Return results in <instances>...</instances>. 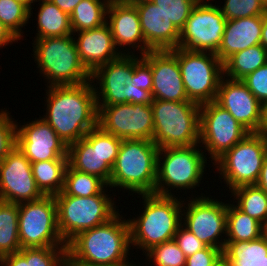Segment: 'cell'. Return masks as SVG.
Here are the masks:
<instances>
[{"instance_id": "603a6c76", "label": "cell", "mask_w": 267, "mask_h": 266, "mask_svg": "<svg viewBox=\"0 0 267 266\" xmlns=\"http://www.w3.org/2000/svg\"><path fill=\"white\" fill-rule=\"evenodd\" d=\"M78 39L74 38L79 58L86 69L92 73L97 67L119 58L126 49L120 51L116 48L111 28L105 23L103 26L77 32Z\"/></svg>"}, {"instance_id": "d4e9b609", "label": "cell", "mask_w": 267, "mask_h": 266, "mask_svg": "<svg viewBox=\"0 0 267 266\" xmlns=\"http://www.w3.org/2000/svg\"><path fill=\"white\" fill-rule=\"evenodd\" d=\"M262 15L227 20L216 56L224 62L232 54L260 44Z\"/></svg>"}, {"instance_id": "e575fe53", "label": "cell", "mask_w": 267, "mask_h": 266, "mask_svg": "<svg viewBox=\"0 0 267 266\" xmlns=\"http://www.w3.org/2000/svg\"><path fill=\"white\" fill-rule=\"evenodd\" d=\"M30 18V9L16 0H0V21L19 40L22 27L26 26Z\"/></svg>"}, {"instance_id": "c3c4849f", "label": "cell", "mask_w": 267, "mask_h": 266, "mask_svg": "<svg viewBox=\"0 0 267 266\" xmlns=\"http://www.w3.org/2000/svg\"><path fill=\"white\" fill-rule=\"evenodd\" d=\"M54 3L58 8L62 11L71 15L74 11L75 7L82 1V0H50Z\"/></svg>"}, {"instance_id": "11a10c76", "label": "cell", "mask_w": 267, "mask_h": 266, "mask_svg": "<svg viewBox=\"0 0 267 266\" xmlns=\"http://www.w3.org/2000/svg\"><path fill=\"white\" fill-rule=\"evenodd\" d=\"M111 266H137V265L130 263L129 260L127 259V260H125L123 262H120V263H117V264H114V265H111Z\"/></svg>"}, {"instance_id": "5bb4252c", "label": "cell", "mask_w": 267, "mask_h": 266, "mask_svg": "<svg viewBox=\"0 0 267 266\" xmlns=\"http://www.w3.org/2000/svg\"><path fill=\"white\" fill-rule=\"evenodd\" d=\"M226 21L220 6L213 5L210 0L199 1L180 30L178 47L216 54L222 43Z\"/></svg>"}, {"instance_id": "2e32d148", "label": "cell", "mask_w": 267, "mask_h": 266, "mask_svg": "<svg viewBox=\"0 0 267 266\" xmlns=\"http://www.w3.org/2000/svg\"><path fill=\"white\" fill-rule=\"evenodd\" d=\"M183 203V226L191 231L206 246L215 247L223 251L226 240L219 241L222 234L226 235L227 204L210 197H195Z\"/></svg>"}, {"instance_id": "9a60e30c", "label": "cell", "mask_w": 267, "mask_h": 266, "mask_svg": "<svg viewBox=\"0 0 267 266\" xmlns=\"http://www.w3.org/2000/svg\"><path fill=\"white\" fill-rule=\"evenodd\" d=\"M98 126L121 139L153 140L151 104L119 103L97 105Z\"/></svg>"}, {"instance_id": "f907efd6", "label": "cell", "mask_w": 267, "mask_h": 266, "mask_svg": "<svg viewBox=\"0 0 267 266\" xmlns=\"http://www.w3.org/2000/svg\"><path fill=\"white\" fill-rule=\"evenodd\" d=\"M257 134L267 137V102L262 104L261 123Z\"/></svg>"}, {"instance_id": "9c48e42d", "label": "cell", "mask_w": 267, "mask_h": 266, "mask_svg": "<svg viewBox=\"0 0 267 266\" xmlns=\"http://www.w3.org/2000/svg\"><path fill=\"white\" fill-rule=\"evenodd\" d=\"M185 92L190 101L199 105L216 100L223 75V62L214 53L174 48Z\"/></svg>"}, {"instance_id": "f5cc1de1", "label": "cell", "mask_w": 267, "mask_h": 266, "mask_svg": "<svg viewBox=\"0 0 267 266\" xmlns=\"http://www.w3.org/2000/svg\"><path fill=\"white\" fill-rule=\"evenodd\" d=\"M16 1H18V2H21V3H23L25 6H27L29 9H30V17H31V15H32V3H34V2H37V0H16Z\"/></svg>"}, {"instance_id": "4fadbf2b", "label": "cell", "mask_w": 267, "mask_h": 266, "mask_svg": "<svg viewBox=\"0 0 267 266\" xmlns=\"http://www.w3.org/2000/svg\"><path fill=\"white\" fill-rule=\"evenodd\" d=\"M250 132L215 101L200 105L199 143L213 164Z\"/></svg>"}, {"instance_id": "836d02e7", "label": "cell", "mask_w": 267, "mask_h": 266, "mask_svg": "<svg viewBox=\"0 0 267 266\" xmlns=\"http://www.w3.org/2000/svg\"><path fill=\"white\" fill-rule=\"evenodd\" d=\"M107 186L99 177L77 171L68 164L65 171L63 191L57 195L89 197L99 194Z\"/></svg>"}, {"instance_id": "db71d44e", "label": "cell", "mask_w": 267, "mask_h": 266, "mask_svg": "<svg viewBox=\"0 0 267 266\" xmlns=\"http://www.w3.org/2000/svg\"><path fill=\"white\" fill-rule=\"evenodd\" d=\"M214 266H231V264L222 256Z\"/></svg>"}, {"instance_id": "7402d4cb", "label": "cell", "mask_w": 267, "mask_h": 266, "mask_svg": "<svg viewBox=\"0 0 267 266\" xmlns=\"http://www.w3.org/2000/svg\"><path fill=\"white\" fill-rule=\"evenodd\" d=\"M107 19L109 21L107 20L106 23L111 28L117 49L127 45L128 47H135L140 51V56L146 55L152 50L145 42L141 30L139 13L134 5L124 2L109 3Z\"/></svg>"}, {"instance_id": "ab89813d", "label": "cell", "mask_w": 267, "mask_h": 266, "mask_svg": "<svg viewBox=\"0 0 267 266\" xmlns=\"http://www.w3.org/2000/svg\"><path fill=\"white\" fill-rule=\"evenodd\" d=\"M7 110L0 111V161L16 146L17 122ZM13 119V120H12ZM16 122V123H15Z\"/></svg>"}, {"instance_id": "9f6ffc18", "label": "cell", "mask_w": 267, "mask_h": 266, "mask_svg": "<svg viewBox=\"0 0 267 266\" xmlns=\"http://www.w3.org/2000/svg\"><path fill=\"white\" fill-rule=\"evenodd\" d=\"M145 1H151V0H127V4L134 5L136 3H141V2H145Z\"/></svg>"}, {"instance_id": "6f0895ef", "label": "cell", "mask_w": 267, "mask_h": 266, "mask_svg": "<svg viewBox=\"0 0 267 266\" xmlns=\"http://www.w3.org/2000/svg\"><path fill=\"white\" fill-rule=\"evenodd\" d=\"M108 3H127V0H106Z\"/></svg>"}, {"instance_id": "d590c367", "label": "cell", "mask_w": 267, "mask_h": 266, "mask_svg": "<svg viewBox=\"0 0 267 266\" xmlns=\"http://www.w3.org/2000/svg\"><path fill=\"white\" fill-rule=\"evenodd\" d=\"M26 266H67V247L21 248Z\"/></svg>"}, {"instance_id": "277c9868", "label": "cell", "mask_w": 267, "mask_h": 266, "mask_svg": "<svg viewBox=\"0 0 267 266\" xmlns=\"http://www.w3.org/2000/svg\"><path fill=\"white\" fill-rule=\"evenodd\" d=\"M159 147L145 139H123L108 187L154 194Z\"/></svg>"}, {"instance_id": "74e56055", "label": "cell", "mask_w": 267, "mask_h": 266, "mask_svg": "<svg viewBox=\"0 0 267 266\" xmlns=\"http://www.w3.org/2000/svg\"><path fill=\"white\" fill-rule=\"evenodd\" d=\"M160 8L172 24L180 31L198 3L197 0H151Z\"/></svg>"}, {"instance_id": "cb8c5ba5", "label": "cell", "mask_w": 267, "mask_h": 266, "mask_svg": "<svg viewBox=\"0 0 267 266\" xmlns=\"http://www.w3.org/2000/svg\"><path fill=\"white\" fill-rule=\"evenodd\" d=\"M141 30L146 44L152 50H171L178 48L180 31L170 18L151 1L136 3Z\"/></svg>"}, {"instance_id": "7a4b0ae2", "label": "cell", "mask_w": 267, "mask_h": 266, "mask_svg": "<svg viewBox=\"0 0 267 266\" xmlns=\"http://www.w3.org/2000/svg\"><path fill=\"white\" fill-rule=\"evenodd\" d=\"M119 212L108 222L83 231L67 244V266H111L128 258L130 228Z\"/></svg>"}, {"instance_id": "83f0119b", "label": "cell", "mask_w": 267, "mask_h": 266, "mask_svg": "<svg viewBox=\"0 0 267 266\" xmlns=\"http://www.w3.org/2000/svg\"><path fill=\"white\" fill-rule=\"evenodd\" d=\"M266 63L267 50L258 44L228 57L223 62V75L229 79L241 80Z\"/></svg>"}, {"instance_id": "ac0fdd59", "label": "cell", "mask_w": 267, "mask_h": 266, "mask_svg": "<svg viewBox=\"0 0 267 266\" xmlns=\"http://www.w3.org/2000/svg\"><path fill=\"white\" fill-rule=\"evenodd\" d=\"M16 127V146L31 163L68 160V146L41 117Z\"/></svg>"}, {"instance_id": "60d3db41", "label": "cell", "mask_w": 267, "mask_h": 266, "mask_svg": "<svg viewBox=\"0 0 267 266\" xmlns=\"http://www.w3.org/2000/svg\"><path fill=\"white\" fill-rule=\"evenodd\" d=\"M241 81L261 104L267 102V63L247 74Z\"/></svg>"}, {"instance_id": "d6986e66", "label": "cell", "mask_w": 267, "mask_h": 266, "mask_svg": "<svg viewBox=\"0 0 267 266\" xmlns=\"http://www.w3.org/2000/svg\"><path fill=\"white\" fill-rule=\"evenodd\" d=\"M142 57L151 66L153 100L193 102L185 92L178 58L170 50H151Z\"/></svg>"}, {"instance_id": "44dd1931", "label": "cell", "mask_w": 267, "mask_h": 266, "mask_svg": "<svg viewBox=\"0 0 267 266\" xmlns=\"http://www.w3.org/2000/svg\"><path fill=\"white\" fill-rule=\"evenodd\" d=\"M133 72V52L122 54L119 58L97 67L91 73L92 83L96 79L99 81H96L99 87L94 86L97 105L127 103L126 84L131 80Z\"/></svg>"}, {"instance_id": "8992f818", "label": "cell", "mask_w": 267, "mask_h": 266, "mask_svg": "<svg viewBox=\"0 0 267 266\" xmlns=\"http://www.w3.org/2000/svg\"><path fill=\"white\" fill-rule=\"evenodd\" d=\"M153 140L159 148L199 144L200 105L195 102L152 100Z\"/></svg>"}, {"instance_id": "f1b7e54d", "label": "cell", "mask_w": 267, "mask_h": 266, "mask_svg": "<svg viewBox=\"0 0 267 266\" xmlns=\"http://www.w3.org/2000/svg\"><path fill=\"white\" fill-rule=\"evenodd\" d=\"M266 233V227L241 211L236 205L227 203L226 241H252Z\"/></svg>"}, {"instance_id": "8d00e7d4", "label": "cell", "mask_w": 267, "mask_h": 266, "mask_svg": "<svg viewBox=\"0 0 267 266\" xmlns=\"http://www.w3.org/2000/svg\"><path fill=\"white\" fill-rule=\"evenodd\" d=\"M145 255L156 266H185L186 263V256L174 239L152 247Z\"/></svg>"}, {"instance_id": "b9f144b4", "label": "cell", "mask_w": 267, "mask_h": 266, "mask_svg": "<svg viewBox=\"0 0 267 266\" xmlns=\"http://www.w3.org/2000/svg\"><path fill=\"white\" fill-rule=\"evenodd\" d=\"M134 56V72L132 74L130 84H134L135 88H141L151 93L153 85L152 70L150 64L141 56Z\"/></svg>"}, {"instance_id": "6da1fadb", "label": "cell", "mask_w": 267, "mask_h": 266, "mask_svg": "<svg viewBox=\"0 0 267 266\" xmlns=\"http://www.w3.org/2000/svg\"><path fill=\"white\" fill-rule=\"evenodd\" d=\"M92 81L80 85L48 86L47 122L69 146L98 125V109Z\"/></svg>"}, {"instance_id": "7c38bea8", "label": "cell", "mask_w": 267, "mask_h": 266, "mask_svg": "<svg viewBox=\"0 0 267 266\" xmlns=\"http://www.w3.org/2000/svg\"><path fill=\"white\" fill-rule=\"evenodd\" d=\"M18 232L21 248L67 247L57 223L54 196L18 204Z\"/></svg>"}, {"instance_id": "e0dca14e", "label": "cell", "mask_w": 267, "mask_h": 266, "mask_svg": "<svg viewBox=\"0 0 267 266\" xmlns=\"http://www.w3.org/2000/svg\"><path fill=\"white\" fill-rule=\"evenodd\" d=\"M43 196L36 185L31 162L15 146L0 161V200L20 204Z\"/></svg>"}, {"instance_id": "1f68e13d", "label": "cell", "mask_w": 267, "mask_h": 266, "mask_svg": "<svg viewBox=\"0 0 267 266\" xmlns=\"http://www.w3.org/2000/svg\"><path fill=\"white\" fill-rule=\"evenodd\" d=\"M108 5L106 0H82L70 15L73 35L103 26L107 21Z\"/></svg>"}, {"instance_id": "680465c9", "label": "cell", "mask_w": 267, "mask_h": 266, "mask_svg": "<svg viewBox=\"0 0 267 266\" xmlns=\"http://www.w3.org/2000/svg\"><path fill=\"white\" fill-rule=\"evenodd\" d=\"M261 2L266 6L267 8V0H261Z\"/></svg>"}, {"instance_id": "ee69618b", "label": "cell", "mask_w": 267, "mask_h": 266, "mask_svg": "<svg viewBox=\"0 0 267 266\" xmlns=\"http://www.w3.org/2000/svg\"><path fill=\"white\" fill-rule=\"evenodd\" d=\"M221 257V249L206 246L193 255L186 257L185 266H214Z\"/></svg>"}, {"instance_id": "3957f363", "label": "cell", "mask_w": 267, "mask_h": 266, "mask_svg": "<svg viewBox=\"0 0 267 266\" xmlns=\"http://www.w3.org/2000/svg\"><path fill=\"white\" fill-rule=\"evenodd\" d=\"M141 197L144 200V210L137 218L128 219V223L132 247L136 246L146 253L152 247L174 239L183 223L184 201H178L176 196L156 194H141Z\"/></svg>"}, {"instance_id": "484cf974", "label": "cell", "mask_w": 267, "mask_h": 266, "mask_svg": "<svg viewBox=\"0 0 267 266\" xmlns=\"http://www.w3.org/2000/svg\"><path fill=\"white\" fill-rule=\"evenodd\" d=\"M222 256L231 266H267V234L252 241H226Z\"/></svg>"}, {"instance_id": "816d5d0a", "label": "cell", "mask_w": 267, "mask_h": 266, "mask_svg": "<svg viewBox=\"0 0 267 266\" xmlns=\"http://www.w3.org/2000/svg\"><path fill=\"white\" fill-rule=\"evenodd\" d=\"M262 35L260 44L267 50V9L262 15Z\"/></svg>"}, {"instance_id": "f35d334b", "label": "cell", "mask_w": 267, "mask_h": 266, "mask_svg": "<svg viewBox=\"0 0 267 266\" xmlns=\"http://www.w3.org/2000/svg\"><path fill=\"white\" fill-rule=\"evenodd\" d=\"M266 9L261 0H225L220 7L226 20L263 15Z\"/></svg>"}, {"instance_id": "8fae6325", "label": "cell", "mask_w": 267, "mask_h": 266, "mask_svg": "<svg viewBox=\"0 0 267 266\" xmlns=\"http://www.w3.org/2000/svg\"><path fill=\"white\" fill-rule=\"evenodd\" d=\"M266 155L267 137L249 133L213 165L232 191L242 185L257 183Z\"/></svg>"}, {"instance_id": "4dcf8cb0", "label": "cell", "mask_w": 267, "mask_h": 266, "mask_svg": "<svg viewBox=\"0 0 267 266\" xmlns=\"http://www.w3.org/2000/svg\"><path fill=\"white\" fill-rule=\"evenodd\" d=\"M18 218V204L0 200V258L21 250Z\"/></svg>"}, {"instance_id": "30bf717a", "label": "cell", "mask_w": 267, "mask_h": 266, "mask_svg": "<svg viewBox=\"0 0 267 266\" xmlns=\"http://www.w3.org/2000/svg\"><path fill=\"white\" fill-rule=\"evenodd\" d=\"M122 140L97 125L68 146V164L77 171L99 177L109 185Z\"/></svg>"}, {"instance_id": "ba28073f", "label": "cell", "mask_w": 267, "mask_h": 266, "mask_svg": "<svg viewBox=\"0 0 267 266\" xmlns=\"http://www.w3.org/2000/svg\"><path fill=\"white\" fill-rule=\"evenodd\" d=\"M104 190L89 197L54 196L58 229L66 245L79 233L108 222L119 212L114 198L108 197Z\"/></svg>"}, {"instance_id": "ffe728a7", "label": "cell", "mask_w": 267, "mask_h": 266, "mask_svg": "<svg viewBox=\"0 0 267 266\" xmlns=\"http://www.w3.org/2000/svg\"><path fill=\"white\" fill-rule=\"evenodd\" d=\"M223 77L215 102L250 133H257L261 123L262 104L241 80Z\"/></svg>"}, {"instance_id": "f546056e", "label": "cell", "mask_w": 267, "mask_h": 266, "mask_svg": "<svg viewBox=\"0 0 267 266\" xmlns=\"http://www.w3.org/2000/svg\"><path fill=\"white\" fill-rule=\"evenodd\" d=\"M38 189L44 196H55L63 191L68 160H46L31 163Z\"/></svg>"}, {"instance_id": "4316f807", "label": "cell", "mask_w": 267, "mask_h": 266, "mask_svg": "<svg viewBox=\"0 0 267 266\" xmlns=\"http://www.w3.org/2000/svg\"><path fill=\"white\" fill-rule=\"evenodd\" d=\"M42 1L39 5L36 39L48 37H62L73 35L70 15L58 8L50 0Z\"/></svg>"}, {"instance_id": "bcb514c9", "label": "cell", "mask_w": 267, "mask_h": 266, "mask_svg": "<svg viewBox=\"0 0 267 266\" xmlns=\"http://www.w3.org/2000/svg\"><path fill=\"white\" fill-rule=\"evenodd\" d=\"M0 266H26V259L19 253H12L0 258Z\"/></svg>"}, {"instance_id": "681fc988", "label": "cell", "mask_w": 267, "mask_h": 266, "mask_svg": "<svg viewBox=\"0 0 267 266\" xmlns=\"http://www.w3.org/2000/svg\"><path fill=\"white\" fill-rule=\"evenodd\" d=\"M256 185L262 188L267 193V155L264 159L260 176Z\"/></svg>"}, {"instance_id": "7dc6e473", "label": "cell", "mask_w": 267, "mask_h": 266, "mask_svg": "<svg viewBox=\"0 0 267 266\" xmlns=\"http://www.w3.org/2000/svg\"><path fill=\"white\" fill-rule=\"evenodd\" d=\"M18 38L11 33L6 27L5 25L0 21V47H4V45H8L9 43L13 44V42L17 41L18 42Z\"/></svg>"}, {"instance_id": "5b68a950", "label": "cell", "mask_w": 267, "mask_h": 266, "mask_svg": "<svg viewBox=\"0 0 267 266\" xmlns=\"http://www.w3.org/2000/svg\"><path fill=\"white\" fill-rule=\"evenodd\" d=\"M72 35L34 40L37 68L48 79L47 86L80 85L91 81V73L82 64Z\"/></svg>"}, {"instance_id": "f6af8a7d", "label": "cell", "mask_w": 267, "mask_h": 266, "mask_svg": "<svg viewBox=\"0 0 267 266\" xmlns=\"http://www.w3.org/2000/svg\"><path fill=\"white\" fill-rule=\"evenodd\" d=\"M127 89V103H138V104H151L152 96L147 90L141 88H135L134 84L129 82L126 84Z\"/></svg>"}, {"instance_id": "d6a6232c", "label": "cell", "mask_w": 267, "mask_h": 266, "mask_svg": "<svg viewBox=\"0 0 267 266\" xmlns=\"http://www.w3.org/2000/svg\"><path fill=\"white\" fill-rule=\"evenodd\" d=\"M237 200L236 206L267 228V193L257 186L242 185L230 191Z\"/></svg>"}, {"instance_id": "52a82bcc", "label": "cell", "mask_w": 267, "mask_h": 266, "mask_svg": "<svg viewBox=\"0 0 267 266\" xmlns=\"http://www.w3.org/2000/svg\"><path fill=\"white\" fill-rule=\"evenodd\" d=\"M199 147L201 146L196 144L193 146L159 148L154 194L175 196L171 192L173 188H177L176 190H193L195 187H199L207 163V158H205L204 152L201 149L199 150Z\"/></svg>"}, {"instance_id": "7bdbcfd3", "label": "cell", "mask_w": 267, "mask_h": 266, "mask_svg": "<svg viewBox=\"0 0 267 266\" xmlns=\"http://www.w3.org/2000/svg\"><path fill=\"white\" fill-rule=\"evenodd\" d=\"M174 240L186 257L193 255L194 253L206 247L203 242H201L191 231L186 229L182 224L179 226L177 233L174 235Z\"/></svg>"}]
</instances>
